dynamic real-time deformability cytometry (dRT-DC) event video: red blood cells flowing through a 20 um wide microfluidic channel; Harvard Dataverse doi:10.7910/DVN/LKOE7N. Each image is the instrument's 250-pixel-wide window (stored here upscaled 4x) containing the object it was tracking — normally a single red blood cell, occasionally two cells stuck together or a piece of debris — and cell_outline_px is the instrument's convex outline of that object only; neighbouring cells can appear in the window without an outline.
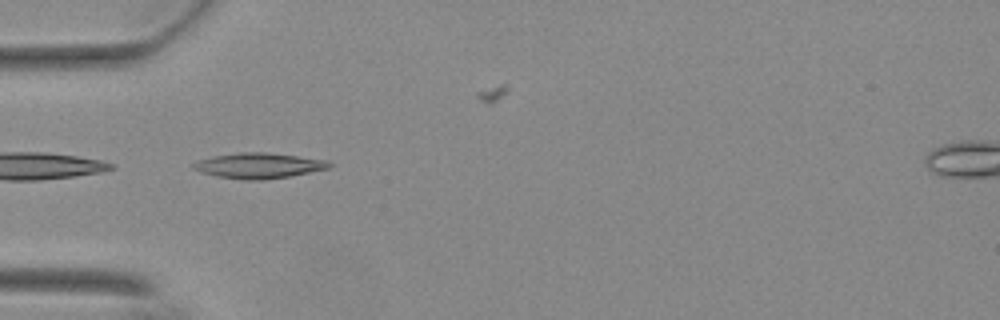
{"species": "Egyptian fruit bat (a non-hibernating species)", "species_latin": "Rousettus aegyptiacus", "temperature_condition": "warm", "stored_images_in_passage": 27, "camera_frame_rate_fps": 3000, "um_per_image_px": 0.085, "animal": {"sex": "female"}, "frame": {"image": 1, "passage_image": 1, "time_ms": 0.0, "image_size_px": [1000, 320], "cell_outline_px": [[332, 164], [328, 168], [288, 176], [264, 180], [244, 180], [216, 176], [200, 172], [192, 168], [192, 164], [196, 160], [212, 156], [240, 152], [264, 152], [296, 156], [324, 160]], "centroid_in_image_um": [21.89, 14.08], "position_along_channel_um": 63.1, "area_um2": 19.94}}
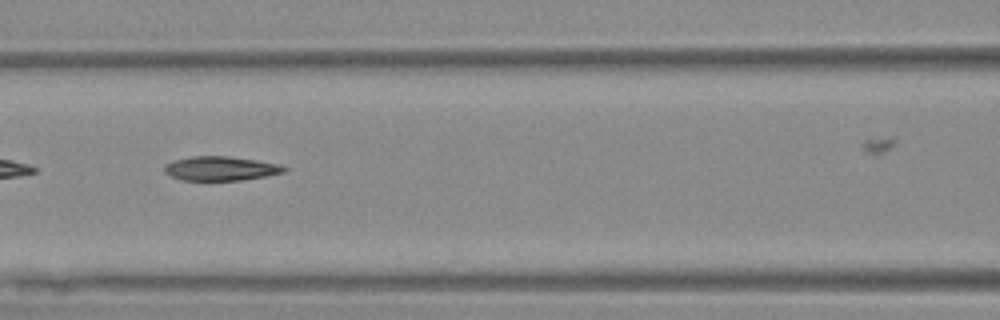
{"frame": {"image": 2, "passage_image": 8, "time_ms": 2.333, "image_size_px": [1000, 320], "cell_outline_px": [[288, 168], [284, 172], [264, 176], [240, 180], [180, 180], [164, 172], [164, 164], [172, 160], [192, 156], [228, 156], [256, 160], [280, 164]], "centroid_in_image_um": [18.72, 14.31], "position_along_channel_um": 147.9, "area_um2": 16.88}}
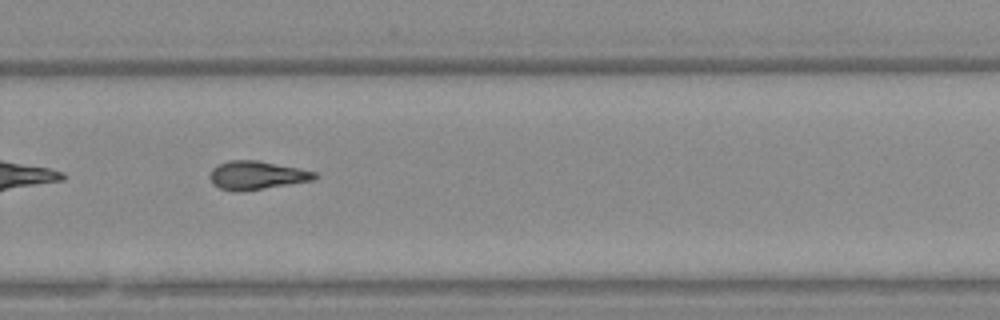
{"frame": {"image": 3, "passage_image": 21, "time_ms": 6.667, "image_size_px": [1000, 320], "cell_outline_px": [[316, 176], [312, 180], [244, 192], [236, 192], [220, 188], [212, 184], [212, 168], [228, 160], [260, 160], [300, 168], [316, 172]], "centroid_in_image_um": [21.83, 14.9], "position_along_channel_um": 308.0, "area_um2": 17.34}, "authors_computed_cell_mechanics": {"area_um2": 17.34, "velocity_mm_per_s": 3.7096, "shape_relaxation_time_tau1_ms": null, "shape_relaxation_time_tau2_ms": 6.9467, "deformation_change_tau1": null, "deformation_change_tau2": 0.1584}}